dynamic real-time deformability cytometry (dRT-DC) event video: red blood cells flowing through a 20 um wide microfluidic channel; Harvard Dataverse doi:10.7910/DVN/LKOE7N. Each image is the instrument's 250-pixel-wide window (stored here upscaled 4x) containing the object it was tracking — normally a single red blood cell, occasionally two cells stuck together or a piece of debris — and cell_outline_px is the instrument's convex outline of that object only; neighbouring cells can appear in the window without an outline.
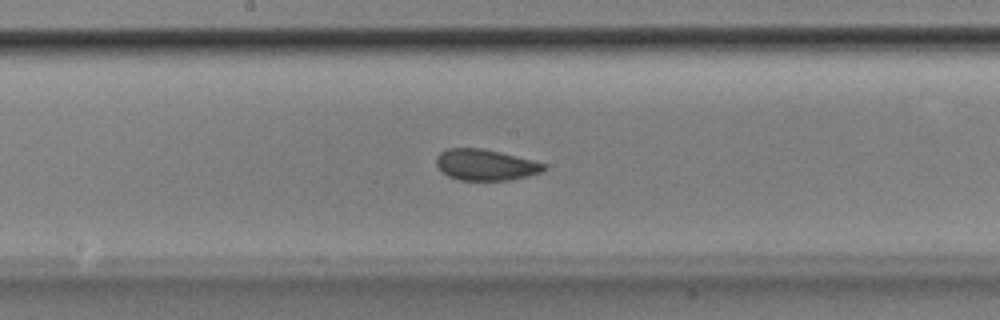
{"species": "Egyptian fruit bat (a non-hibernating species)", "species_latin": "Rousettus aegyptiacus", "temperature_condition": "room temperature", "stored_images_in_passage": 54, "camera_frame_rate_fps": 3000, "um_per_image_px": 0.085, "animal": {"sex": "male"}, "frame": {"image": 1, "passage_image": 28, "time_ms": 9.0, "image_size_px": [1000, 320], "cell_outline_px": [[548, 168], [544, 172], [528, 176], [508, 180], [460, 180], [448, 176], [440, 172], [436, 164], [436, 156], [440, 152], [448, 148], [480, 148], [500, 152], [548, 164]], "centroid_in_image_um": [41.28, 14.02], "position_along_channel_um": 206.9, "area_um2": 19.71}}
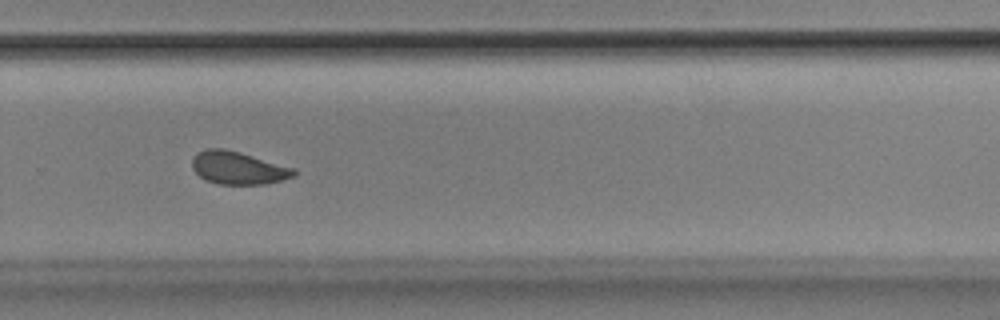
{"frame": {"image": 2, "passage_image": 36, "time_ms": 11.667, "image_size_px": [1000, 320], "cell_outline_px": [[296, 176], [284, 180], [264, 184], [216, 184], [204, 180], [192, 168], [192, 156], [196, 152], [208, 148], [224, 148], [240, 152], [296, 168]], "centroid_in_image_um": [20.25, 14.27], "position_along_channel_um": 309.6, "area_um2": 19.77}}
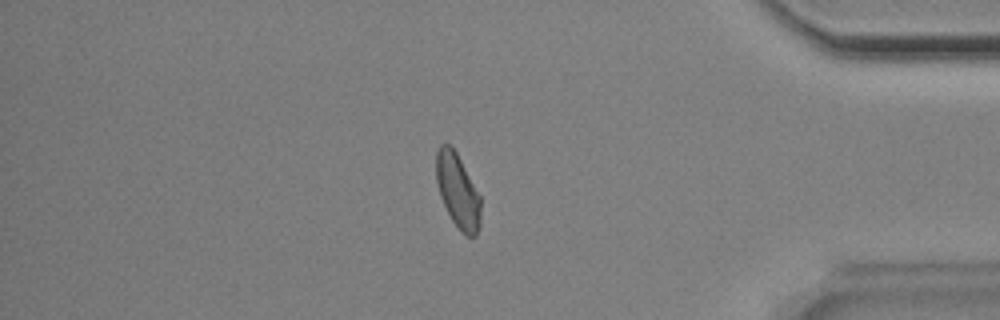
{"frame": {"image": 3, "passage_image": 45, "time_ms": 14.667, "image_size_px": [1000, 320], "cell_outline_px": [[480, 224], [476, 236], [464, 236], [452, 220], [440, 196], [436, 180], [436, 152], [440, 144], [448, 144], [456, 152], [480, 196]], "centroid_in_image_um": [38.9, 16.24], "position_along_channel_um": 396.3, "area_um2": 19.02}, "authors_computed_cell_mechanics": {"area_um2": 20.2589, "velocity_mm_per_s": 3.8705, "shape_relaxation_time_tau1_ms": null, "shape_relaxation_time_tau2_ms": 1.1598, "deformation_change_tau1": null, "deformation_change_tau2": 0.0582}}